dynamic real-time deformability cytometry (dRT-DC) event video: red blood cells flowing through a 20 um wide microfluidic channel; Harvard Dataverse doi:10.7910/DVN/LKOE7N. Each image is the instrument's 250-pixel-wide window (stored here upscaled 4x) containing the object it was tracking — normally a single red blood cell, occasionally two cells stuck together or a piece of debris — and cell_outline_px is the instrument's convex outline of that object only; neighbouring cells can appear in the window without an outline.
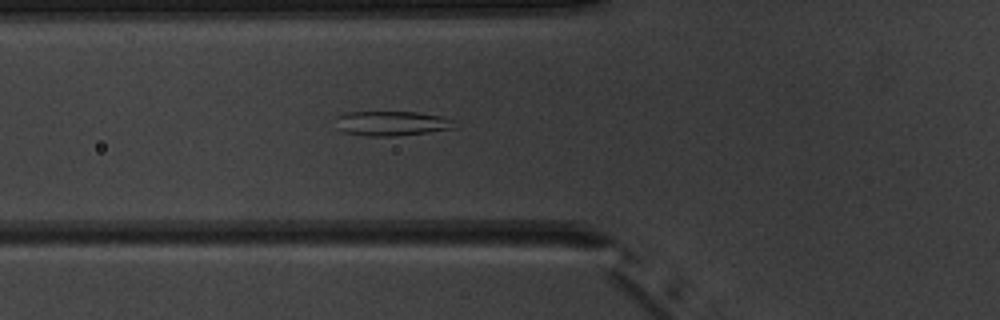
{"species": "common noctule bat (a hibernating species)", "species_latin": "Nyctalus noctula", "temperature_condition": "warm", "stored_images_in_passage": 3, "camera_frame_rate_fps": 3000, "um_per_image_px": 0.085, "animal": {"sex": "male", "body_mass_g": 20.1, "forearm_length_mm": 53.5}, "frame": {"image": 1, "passage_image": 3, "time_ms": 2.333, "image_size_px": [1000, 320], "cell_outline_px": [[456, 128], [428, 132], [392, 136], [368, 136], [344, 132], [336, 128], [336, 116], [348, 112], [416, 112], [440, 116], [452, 120]], "centroid_in_image_um": [33.25, 10.49], "position_along_channel_um": 92.6, "area_um2": 16.99}}